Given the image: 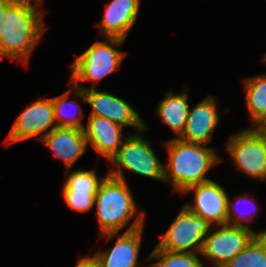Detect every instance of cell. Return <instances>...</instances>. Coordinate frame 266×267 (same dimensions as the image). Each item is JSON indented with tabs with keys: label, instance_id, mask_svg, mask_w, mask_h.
Segmentation results:
<instances>
[{
	"label": "cell",
	"instance_id": "cell-1",
	"mask_svg": "<svg viewBox=\"0 0 266 267\" xmlns=\"http://www.w3.org/2000/svg\"><path fill=\"white\" fill-rule=\"evenodd\" d=\"M33 4L14 1L6 10L0 55L18 59L25 64L44 33L42 17Z\"/></svg>",
	"mask_w": 266,
	"mask_h": 267
},
{
	"label": "cell",
	"instance_id": "cell-2",
	"mask_svg": "<svg viewBox=\"0 0 266 267\" xmlns=\"http://www.w3.org/2000/svg\"><path fill=\"white\" fill-rule=\"evenodd\" d=\"M166 146L170 159L167 167L164 166V180L180 193L210 181L205 174L221 161L216 152L204 144L187 143L176 138L168 141Z\"/></svg>",
	"mask_w": 266,
	"mask_h": 267
},
{
	"label": "cell",
	"instance_id": "cell-3",
	"mask_svg": "<svg viewBox=\"0 0 266 267\" xmlns=\"http://www.w3.org/2000/svg\"><path fill=\"white\" fill-rule=\"evenodd\" d=\"M126 180L107 175L100 183L95 203L102 236L108 239L128 224L137 214L134 197Z\"/></svg>",
	"mask_w": 266,
	"mask_h": 267
},
{
	"label": "cell",
	"instance_id": "cell-4",
	"mask_svg": "<svg viewBox=\"0 0 266 267\" xmlns=\"http://www.w3.org/2000/svg\"><path fill=\"white\" fill-rule=\"evenodd\" d=\"M110 163L120 167L108 175L125 180L122 168L134 173L164 181V166L155 155L150 143L139 135L126 137ZM122 167V168H121Z\"/></svg>",
	"mask_w": 266,
	"mask_h": 267
},
{
	"label": "cell",
	"instance_id": "cell-5",
	"mask_svg": "<svg viewBox=\"0 0 266 267\" xmlns=\"http://www.w3.org/2000/svg\"><path fill=\"white\" fill-rule=\"evenodd\" d=\"M211 226L184 206L156 246L165 251L201 254Z\"/></svg>",
	"mask_w": 266,
	"mask_h": 267
},
{
	"label": "cell",
	"instance_id": "cell-6",
	"mask_svg": "<svg viewBox=\"0 0 266 267\" xmlns=\"http://www.w3.org/2000/svg\"><path fill=\"white\" fill-rule=\"evenodd\" d=\"M73 86V93L92 106L93 111L90 116L108 118L121 126H132L139 131L148 129L140 115L118 96L97 91L94 83L90 88H84L81 84Z\"/></svg>",
	"mask_w": 266,
	"mask_h": 267
},
{
	"label": "cell",
	"instance_id": "cell-7",
	"mask_svg": "<svg viewBox=\"0 0 266 267\" xmlns=\"http://www.w3.org/2000/svg\"><path fill=\"white\" fill-rule=\"evenodd\" d=\"M124 56L112 45L97 41L72 63L71 82L79 85L80 81H100L120 67Z\"/></svg>",
	"mask_w": 266,
	"mask_h": 267
},
{
	"label": "cell",
	"instance_id": "cell-8",
	"mask_svg": "<svg viewBox=\"0 0 266 267\" xmlns=\"http://www.w3.org/2000/svg\"><path fill=\"white\" fill-rule=\"evenodd\" d=\"M221 228L214 232L209 231L205 236L201 255L211 261L215 267H223L256 236L266 234L265 231L254 232L250 228L233 226L230 224L220 225ZM212 232V233H211Z\"/></svg>",
	"mask_w": 266,
	"mask_h": 267
},
{
	"label": "cell",
	"instance_id": "cell-9",
	"mask_svg": "<svg viewBox=\"0 0 266 267\" xmlns=\"http://www.w3.org/2000/svg\"><path fill=\"white\" fill-rule=\"evenodd\" d=\"M227 146L238 170L255 179L266 180V141L254 127L232 136Z\"/></svg>",
	"mask_w": 266,
	"mask_h": 267
},
{
	"label": "cell",
	"instance_id": "cell-10",
	"mask_svg": "<svg viewBox=\"0 0 266 267\" xmlns=\"http://www.w3.org/2000/svg\"><path fill=\"white\" fill-rule=\"evenodd\" d=\"M194 190V205H184L198 217L204 218L208 223L217 226L227 224V200L223 187L210 180L205 183L194 185L186 189L182 194Z\"/></svg>",
	"mask_w": 266,
	"mask_h": 267
},
{
	"label": "cell",
	"instance_id": "cell-11",
	"mask_svg": "<svg viewBox=\"0 0 266 267\" xmlns=\"http://www.w3.org/2000/svg\"><path fill=\"white\" fill-rule=\"evenodd\" d=\"M54 123L52 98H37L35 103L19 114L5 142L14 143L37 136L51 126H53L51 129L56 128L57 124Z\"/></svg>",
	"mask_w": 266,
	"mask_h": 267
},
{
	"label": "cell",
	"instance_id": "cell-12",
	"mask_svg": "<svg viewBox=\"0 0 266 267\" xmlns=\"http://www.w3.org/2000/svg\"><path fill=\"white\" fill-rule=\"evenodd\" d=\"M144 218L145 213L141 212L111 249L95 254L101 267H137Z\"/></svg>",
	"mask_w": 266,
	"mask_h": 267
},
{
	"label": "cell",
	"instance_id": "cell-13",
	"mask_svg": "<svg viewBox=\"0 0 266 267\" xmlns=\"http://www.w3.org/2000/svg\"><path fill=\"white\" fill-rule=\"evenodd\" d=\"M139 8L140 0H112L97 27L109 43L121 45L136 21Z\"/></svg>",
	"mask_w": 266,
	"mask_h": 267
},
{
	"label": "cell",
	"instance_id": "cell-14",
	"mask_svg": "<svg viewBox=\"0 0 266 267\" xmlns=\"http://www.w3.org/2000/svg\"><path fill=\"white\" fill-rule=\"evenodd\" d=\"M39 139L53 151V154L64 161L69 170L87 149L83 129L56 127L39 136Z\"/></svg>",
	"mask_w": 266,
	"mask_h": 267
},
{
	"label": "cell",
	"instance_id": "cell-15",
	"mask_svg": "<svg viewBox=\"0 0 266 267\" xmlns=\"http://www.w3.org/2000/svg\"><path fill=\"white\" fill-rule=\"evenodd\" d=\"M214 97L202 100L189 110L185 128L178 138L187 143L207 144L219 122V113Z\"/></svg>",
	"mask_w": 266,
	"mask_h": 267
},
{
	"label": "cell",
	"instance_id": "cell-16",
	"mask_svg": "<svg viewBox=\"0 0 266 267\" xmlns=\"http://www.w3.org/2000/svg\"><path fill=\"white\" fill-rule=\"evenodd\" d=\"M122 129L123 126L108 118L90 116L88 126H84L83 130L87 146L90 142L98 153L110 161L126 139L123 138Z\"/></svg>",
	"mask_w": 266,
	"mask_h": 267
},
{
	"label": "cell",
	"instance_id": "cell-17",
	"mask_svg": "<svg viewBox=\"0 0 266 267\" xmlns=\"http://www.w3.org/2000/svg\"><path fill=\"white\" fill-rule=\"evenodd\" d=\"M188 94L167 93L166 97L157 107V113L163 123L168 125L177 135V139L182 135L189 113Z\"/></svg>",
	"mask_w": 266,
	"mask_h": 267
},
{
	"label": "cell",
	"instance_id": "cell-18",
	"mask_svg": "<svg viewBox=\"0 0 266 267\" xmlns=\"http://www.w3.org/2000/svg\"><path fill=\"white\" fill-rule=\"evenodd\" d=\"M244 87L248 111L257 125L266 117V75L248 78Z\"/></svg>",
	"mask_w": 266,
	"mask_h": 267
},
{
	"label": "cell",
	"instance_id": "cell-19",
	"mask_svg": "<svg viewBox=\"0 0 266 267\" xmlns=\"http://www.w3.org/2000/svg\"><path fill=\"white\" fill-rule=\"evenodd\" d=\"M223 267H266V234L256 235Z\"/></svg>",
	"mask_w": 266,
	"mask_h": 267
},
{
	"label": "cell",
	"instance_id": "cell-20",
	"mask_svg": "<svg viewBox=\"0 0 266 267\" xmlns=\"http://www.w3.org/2000/svg\"><path fill=\"white\" fill-rule=\"evenodd\" d=\"M149 259H159L150 267H204L197 253L165 251L157 246L150 254Z\"/></svg>",
	"mask_w": 266,
	"mask_h": 267
},
{
	"label": "cell",
	"instance_id": "cell-21",
	"mask_svg": "<svg viewBox=\"0 0 266 267\" xmlns=\"http://www.w3.org/2000/svg\"><path fill=\"white\" fill-rule=\"evenodd\" d=\"M70 90L60 96L52 98V103L54 107L55 121H58L57 127H67V128H77L84 129L83 123H81V117H83L82 109L79 104L73 101H67ZM68 103L74 105L77 108V115L68 116L67 109ZM66 107V108H65Z\"/></svg>",
	"mask_w": 266,
	"mask_h": 267
},
{
	"label": "cell",
	"instance_id": "cell-22",
	"mask_svg": "<svg viewBox=\"0 0 266 267\" xmlns=\"http://www.w3.org/2000/svg\"><path fill=\"white\" fill-rule=\"evenodd\" d=\"M103 179L97 177L95 170L73 171L67 177L62 191H97Z\"/></svg>",
	"mask_w": 266,
	"mask_h": 267
},
{
	"label": "cell",
	"instance_id": "cell-23",
	"mask_svg": "<svg viewBox=\"0 0 266 267\" xmlns=\"http://www.w3.org/2000/svg\"><path fill=\"white\" fill-rule=\"evenodd\" d=\"M67 205L75 211L87 212L94 207L97 191H62Z\"/></svg>",
	"mask_w": 266,
	"mask_h": 267
},
{
	"label": "cell",
	"instance_id": "cell-24",
	"mask_svg": "<svg viewBox=\"0 0 266 267\" xmlns=\"http://www.w3.org/2000/svg\"><path fill=\"white\" fill-rule=\"evenodd\" d=\"M238 198V203L240 202H249L251 199L247 196V194H245L244 196H238L237 197ZM230 200H229V197H228V200H227V224H230V225H233V226H242V227H247V228H250L249 226H245V224L244 223H242V221H249L250 220V218L252 217L251 216V214H247L248 215V218L246 217L247 215H243L242 213H239L238 212V210H236L237 211V213L235 212V211H233L234 212V214H233V212H232V210L234 209L232 206V203L231 202H229ZM237 204V203H236ZM235 204V205H236ZM238 205V204H237ZM255 210V209H254ZM254 210H253V213H255L254 212ZM233 215H234V217H233Z\"/></svg>",
	"mask_w": 266,
	"mask_h": 267
},
{
	"label": "cell",
	"instance_id": "cell-25",
	"mask_svg": "<svg viewBox=\"0 0 266 267\" xmlns=\"http://www.w3.org/2000/svg\"><path fill=\"white\" fill-rule=\"evenodd\" d=\"M76 267H101L95 255L90 257H80Z\"/></svg>",
	"mask_w": 266,
	"mask_h": 267
},
{
	"label": "cell",
	"instance_id": "cell-26",
	"mask_svg": "<svg viewBox=\"0 0 266 267\" xmlns=\"http://www.w3.org/2000/svg\"><path fill=\"white\" fill-rule=\"evenodd\" d=\"M15 0H0V40L3 33L4 27V16L7 8L14 2Z\"/></svg>",
	"mask_w": 266,
	"mask_h": 267
},
{
	"label": "cell",
	"instance_id": "cell-27",
	"mask_svg": "<svg viewBox=\"0 0 266 267\" xmlns=\"http://www.w3.org/2000/svg\"><path fill=\"white\" fill-rule=\"evenodd\" d=\"M257 127L254 128L262 137L263 139L266 141V117L263 118L258 125H256Z\"/></svg>",
	"mask_w": 266,
	"mask_h": 267
},
{
	"label": "cell",
	"instance_id": "cell-28",
	"mask_svg": "<svg viewBox=\"0 0 266 267\" xmlns=\"http://www.w3.org/2000/svg\"><path fill=\"white\" fill-rule=\"evenodd\" d=\"M16 1H20V2H25V3L31 4V1L30 0H16ZM34 1H35V3H37L36 5H38V7L43 2V0H34Z\"/></svg>",
	"mask_w": 266,
	"mask_h": 267
}]
</instances>
